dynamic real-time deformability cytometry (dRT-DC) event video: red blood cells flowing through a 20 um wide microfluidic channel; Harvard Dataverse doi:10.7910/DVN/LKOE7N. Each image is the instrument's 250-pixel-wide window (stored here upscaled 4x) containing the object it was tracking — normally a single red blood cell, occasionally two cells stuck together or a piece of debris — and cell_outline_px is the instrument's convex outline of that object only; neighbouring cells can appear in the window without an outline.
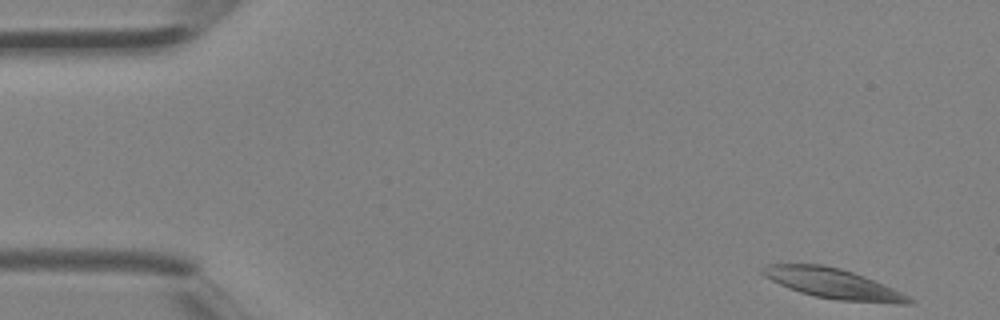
{"species": "Egyptian fruit bat (a non-hibernating species)", "species_latin": "Rousettus aegyptiacus", "temperature_condition": "room temperature", "stored_images_in_passage": 4, "camera_frame_rate_fps": 3000, "um_per_image_px": 0.085, "animal": {"sex": "female"}, "frame": {"image": 1, "passage_image": 1, "time_ms": 0.0, "image_size_px": [1000, 320], "cell_outline_px": [[916, 300], [912, 304], [896, 304], [840, 300], [816, 296], [800, 292], [788, 288], [764, 276], [760, 272], [760, 268], [768, 264], [820, 264], [840, 268], [864, 276], [892, 288]], "centroid_in_image_um": [70.81, 24.1], "position_along_channel_um": 14.2, "area_um2": 25.49}}